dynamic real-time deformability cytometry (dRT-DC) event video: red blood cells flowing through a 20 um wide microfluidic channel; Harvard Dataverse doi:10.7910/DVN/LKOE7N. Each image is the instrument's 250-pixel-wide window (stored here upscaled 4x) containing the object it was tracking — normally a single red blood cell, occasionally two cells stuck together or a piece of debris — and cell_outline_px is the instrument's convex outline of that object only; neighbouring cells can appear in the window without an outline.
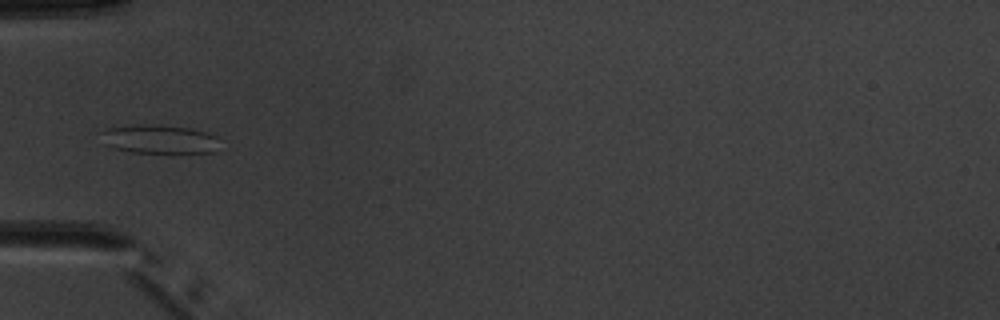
{"species": "common noctule bat (a hibernating species)", "species_latin": "Nyctalus noctula", "temperature_condition": "warm", "stored_images_in_passage": 6, "camera_frame_rate_fps": 3000, "um_per_image_px": 0.085, "animal": {"sex": "male", "body_mass_g": 20.1, "forearm_length_mm": 53.5}, "frame": {"image": 1, "passage_image": 6, "time_ms": 5.667, "image_size_px": [1000, 320], "cell_outline_px": [[216, 136], [212, 152], [132, 152], [112, 148], [104, 144], [96, 132], [108, 128], [144, 124], [152, 124], [188, 128], [208, 132]], "centroid_in_image_um": [13.38, 11.81], "position_along_channel_um": 71.6, "area_um2": 19.59}}